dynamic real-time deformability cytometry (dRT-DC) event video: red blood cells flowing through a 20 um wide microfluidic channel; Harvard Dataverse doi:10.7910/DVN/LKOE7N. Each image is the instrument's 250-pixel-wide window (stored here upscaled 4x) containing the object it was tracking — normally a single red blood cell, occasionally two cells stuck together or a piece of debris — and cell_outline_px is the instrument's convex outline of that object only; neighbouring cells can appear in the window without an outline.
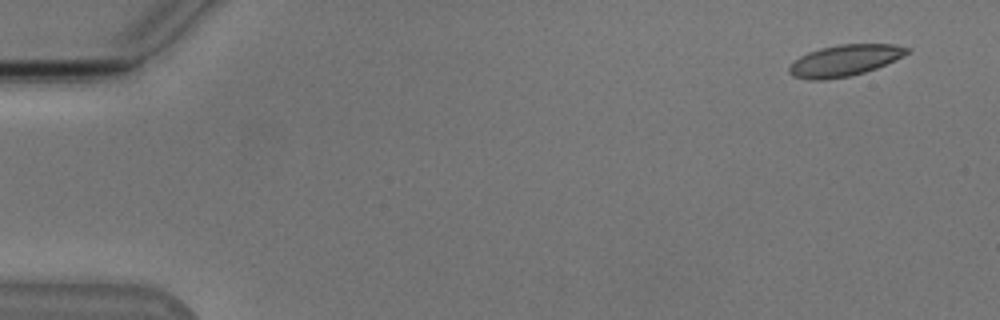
{"species": "Egyptian fruit bat (a non-hibernating species)", "species_latin": "Rousettus aegyptiacus", "temperature_condition": "cold", "stored_images_in_passage": 52, "camera_frame_rate_fps": 3000, "um_per_image_px": 0.085, "animal": {"sex": "male"}, "frame": {"image": 1, "passage_image": 1, "time_ms": 0.0, "image_size_px": [1000, 320], "cell_outline_px": [[912, 52], [876, 68], [852, 76], [824, 80], [808, 80], [792, 76], [788, 72], [788, 68], [800, 56], [808, 52], [820, 48], [840, 44], [892, 44], [912, 48]], "centroid_in_image_um": [71.81, 5.14], "position_along_channel_um": 13.2, "area_um2": 21.62}}
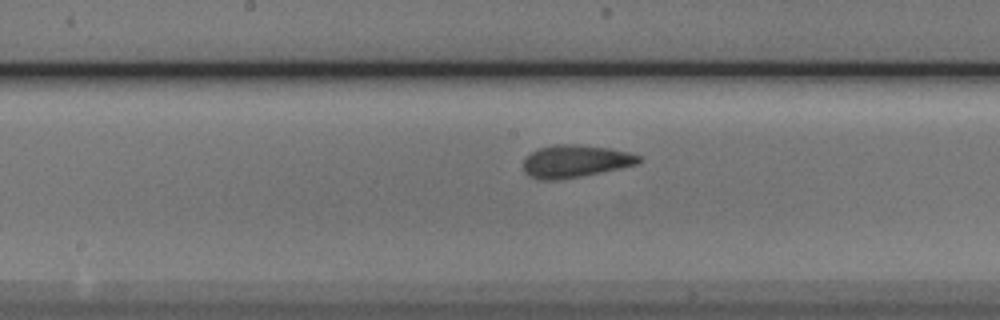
{"frame": {"image": 2, "passage_image": 26, "time_ms": 8.333, "image_size_px": [1000, 320], "cell_outline_px": [[640, 160], [636, 164], [620, 168], [580, 176], [556, 180], [540, 180], [528, 176], [524, 172], [524, 160], [532, 152], [540, 148], [556, 144], [580, 144], [608, 148], [628, 152], [640, 156]], "centroid_in_image_um": [48.87, 13.7], "position_along_channel_um": 199.3, "area_um2": 21.62}}
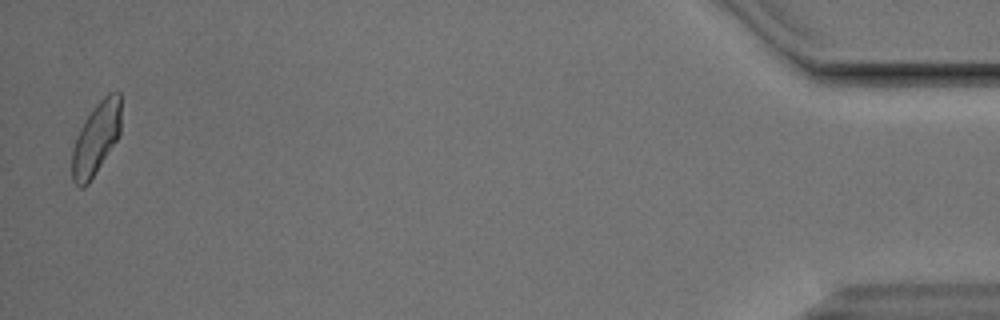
{"frame": {"image": 3, "passage_image": 51, "time_ms": 16.667, "image_size_px": [1000, 320], "cell_outline_px": [[120, 132], [116, 140], [88, 184], [84, 188], [80, 188], [72, 180], [72, 148], [76, 136], [84, 120], [96, 104], [108, 92], [120, 92]], "centroid_in_image_um": [8.14, 11.77], "position_along_channel_um": 427.1, "area_um2": 20.46}, "authors_computed_cell_mechanics": {"area_um2": 21.4149, "velocity_mm_per_s": 3.808, "shape_relaxation_time_tau1_ms": 5.1757, "shape_relaxation_time_tau2_ms": 1.5021, "deformation_change_tau1": 0.1386, "deformation_change_tau2": 0.0638}}